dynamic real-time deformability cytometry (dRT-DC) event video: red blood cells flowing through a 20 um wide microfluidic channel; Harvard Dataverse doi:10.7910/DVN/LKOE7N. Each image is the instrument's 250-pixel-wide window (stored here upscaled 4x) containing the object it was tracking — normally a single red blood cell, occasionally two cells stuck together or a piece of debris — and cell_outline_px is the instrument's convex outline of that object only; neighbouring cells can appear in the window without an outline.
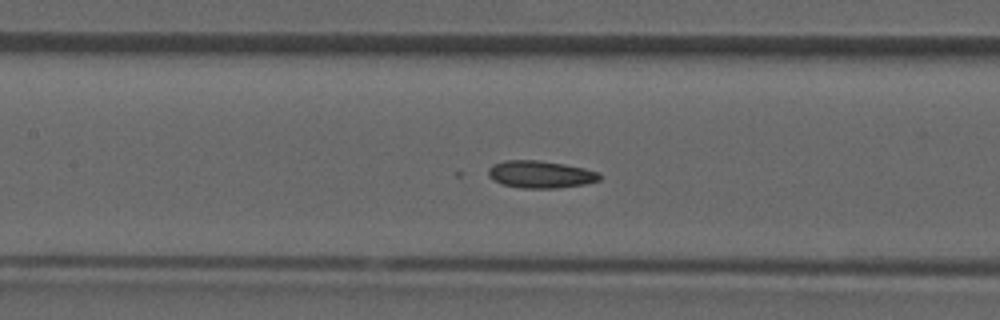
{"species": "common noctule bat (a hibernating species)", "species_latin": "Nyctalus noctula", "temperature_condition": "room temperature", "stored_images_in_passage": 37, "camera_frame_rate_fps": 3000, "um_per_image_px": 0.085, "animal": {"sex": "male", "forearm_length_mm": 52.5}, "frame": {"image": 1, "passage_image": 15, "time_ms": 4.667, "image_size_px": [1000, 320], "cell_outline_px": [[600, 180], [584, 184], [556, 188], [520, 188], [500, 184], [492, 180], [488, 176], [488, 168], [492, 164], [504, 160], [536, 160], [564, 164], [584, 168], [600, 172]], "centroid_in_image_um": [45.89, 14.82], "position_along_channel_um": 161.5, "area_um2": 17.86}}